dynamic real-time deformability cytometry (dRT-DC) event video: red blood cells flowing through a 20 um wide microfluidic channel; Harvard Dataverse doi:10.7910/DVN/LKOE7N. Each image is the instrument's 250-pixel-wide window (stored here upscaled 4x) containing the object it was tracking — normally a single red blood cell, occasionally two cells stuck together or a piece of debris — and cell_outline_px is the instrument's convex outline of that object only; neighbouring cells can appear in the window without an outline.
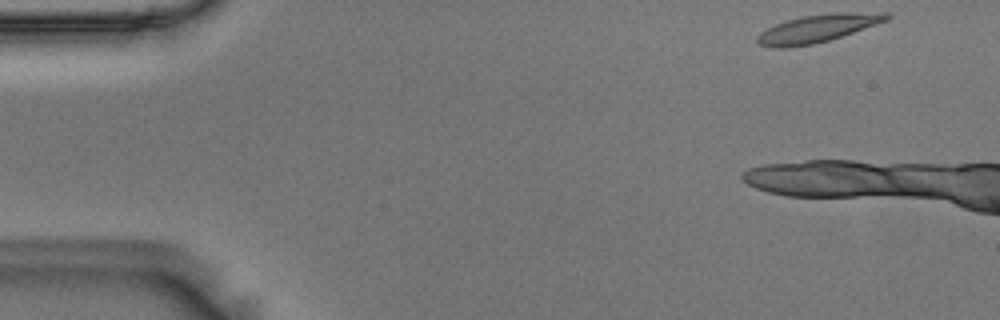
{"species": "Egyptian fruit bat (a non-hibernating species)", "species_latin": "Rousettus aegyptiacus", "temperature_condition": "room temperature", "stored_images_in_passage": 8, "camera_frame_rate_fps": 3000, "um_per_image_px": 0.085, "animal": {"sex": "male"}, "frame": {"image": 1, "passage_image": 1, "time_ms": 0.0, "image_size_px": [1000, 320], "cell_outline_px": [[892, 16], [888, 20], [828, 40], [812, 44], [788, 48], [772, 48], [760, 44], [756, 40], [756, 36], [760, 32], [776, 24], [788, 20], [804, 16], [836, 12], [888, 12]], "centroid_in_image_um": [69.5, 2.41], "position_along_channel_um": 15.5, "area_um2": 20.75}}